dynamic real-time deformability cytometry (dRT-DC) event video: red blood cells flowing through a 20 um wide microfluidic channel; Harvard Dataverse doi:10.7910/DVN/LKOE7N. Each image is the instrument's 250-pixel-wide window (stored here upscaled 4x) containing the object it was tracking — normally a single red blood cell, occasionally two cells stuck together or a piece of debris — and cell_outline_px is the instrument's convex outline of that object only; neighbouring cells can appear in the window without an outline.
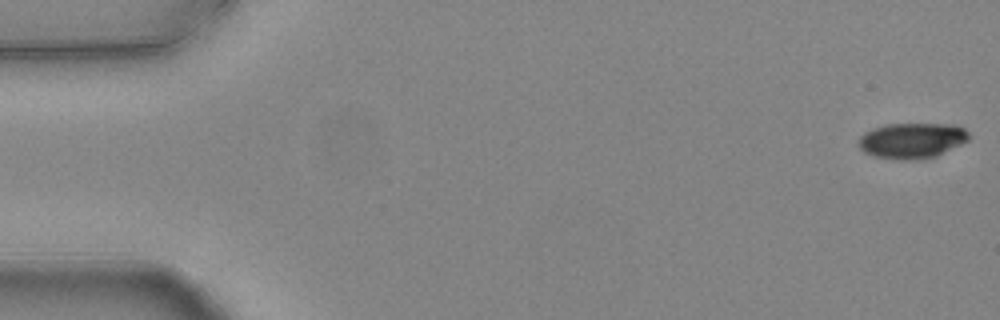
{"species": "common noctule bat (a hibernating species)", "species_latin": "Nyctalus noctula", "temperature_condition": "warm", "stored_images_in_passage": 54, "camera_frame_rate_fps": 3000, "um_per_image_px": 0.085, "animal": {"sex": "female", "body_mass_g": 24.6, "forearm_length_mm": 56.2}, "frame": {"image": 1, "passage_image": 1, "time_ms": 0.0, "image_size_px": [1000, 320], "cell_outline_px": [[968, 140], [936, 156], [924, 160], [896, 160], [872, 156], [864, 152], [856, 144], [860, 136], [864, 132], [872, 128], [888, 124], [952, 124], [964, 128], [968, 132]], "centroid_in_image_um": [77.46, 11.96], "position_along_channel_um": 7.5, "area_um2": 23.12}}
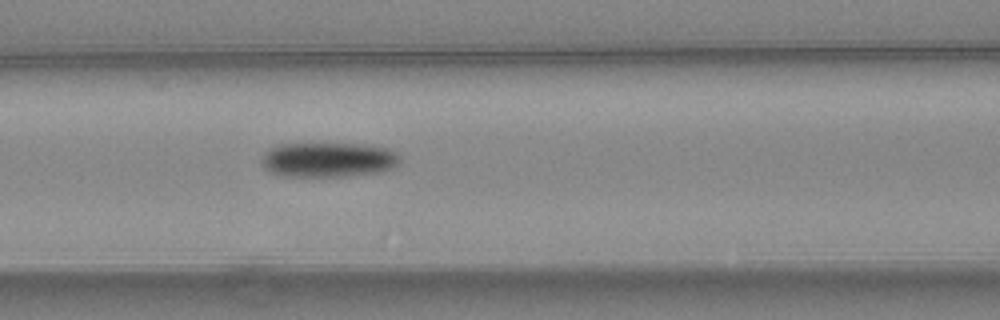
{"frame": {"image": 2, "passage_image": 23, "time_ms": 7.333, "image_size_px": [1000, 320], "cell_outline_px": [[400, 160], [396, 164], [388, 168], [376, 172], [344, 176], [280, 176], [268, 172], [260, 164], [260, 156], [268, 148], [276, 144], [368, 144], [388, 148], [396, 152], [400, 156]], "centroid_in_image_um": [27.79, 13.56], "position_along_channel_um": 138.8, "area_um2": 28.26}}
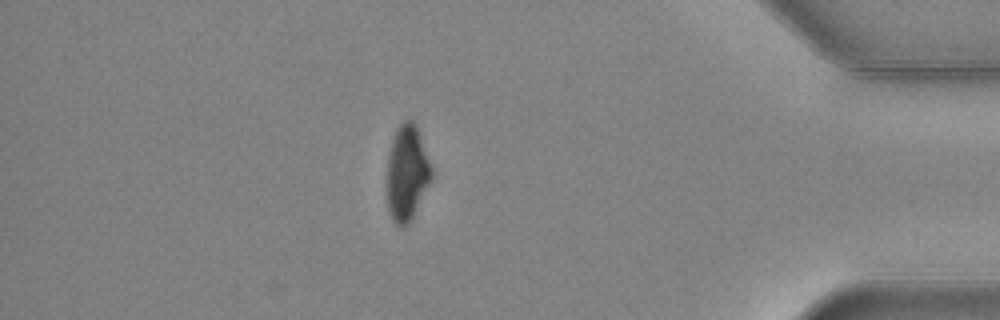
{"frame": {"image": 3, "passage_image": 47, "time_ms": 15.333, "image_size_px": [1000, 320], "cell_outline_px": [[432, 180], [412, 220], [404, 228], [400, 228], [392, 220], [388, 212], [388, 156], [392, 140], [400, 124], [404, 120], [412, 120], [416, 124], [432, 168]], "centroid_in_image_um": [34.61, 14.76], "position_along_channel_um": 400.6, "area_um2": 24.85}, "authors_computed_cell_mechanics": {"area_um2": 26.4724, "velocity_mm_per_s": 3.7979, "shape_relaxation_time_tau1_ms": 3.9063, "shape_relaxation_time_tau2_ms": null, "deformation_change_tau1": 0.1286, "deformation_change_tau2": null}}